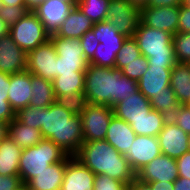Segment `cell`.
Listing matches in <instances>:
<instances>
[{"instance_id": "obj_1", "label": "cell", "mask_w": 190, "mask_h": 190, "mask_svg": "<svg viewBox=\"0 0 190 190\" xmlns=\"http://www.w3.org/2000/svg\"><path fill=\"white\" fill-rule=\"evenodd\" d=\"M40 131L44 139L52 140L67 155L75 156L84 142L78 104L56 100L42 108Z\"/></svg>"}, {"instance_id": "obj_2", "label": "cell", "mask_w": 190, "mask_h": 190, "mask_svg": "<svg viewBox=\"0 0 190 190\" xmlns=\"http://www.w3.org/2000/svg\"><path fill=\"white\" fill-rule=\"evenodd\" d=\"M137 91V81L124 76L120 69L88 64L82 102L113 108Z\"/></svg>"}, {"instance_id": "obj_3", "label": "cell", "mask_w": 190, "mask_h": 190, "mask_svg": "<svg viewBox=\"0 0 190 190\" xmlns=\"http://www.w3.org/2000/svg\"><path fill=\"white\" fill-rule=\"evenodd\" d=\"M75 158L95 175L103 174L127 185L136 178L125 155L119 153L105 139L83 142Z\"/></svg>"}, {"instance_id": "obj_4", "label": "cell", "mask_w": 190, "mask_h": 190, "mask_svg": "<svg viewBox=\"0 0 190 190\" xmlns=\"http://www.w3.org/2000/svg\"><path fill=\"white\" fill-rule=\"evenodd\" d=\"M133 38L149 65L174 67L177 63L173 35L167 31L147 27L139 21Z\"/></svg>"}, {"instance_id": "obj_5", "label": "cell", "mask_w": 190, "mask_h": 190, "mask_svg": "<svg viewBox=\"0 0 190 190\" xmlns=\"http://www.w3.org/2000/svg\"><path fill=\"white\" fill-rule=\"evenodd\" d=\"M67 154L52 140L42 139L37 145L22 149L19 161V175L27 184L49 165L62 161Z\"/></svg>"}, {"instance_id": "obj_6", "label": "cell", "mask_w": 190, "mask_h": 190, "mask_svg": "<svg viewBox=\"0 0 190 190\" xmlns=\"http://www.w3.org/2000/svg\"><path fill=\"white\" fill-rule=\"evenodd\" d=\"M92 31L100 44L96 48L94 56L88 61V63L98 67L115 68L117 53L128 37L121 34L107 20L95 23Z\"/></svg>"}, {"instance_id": "obj_7", "label": "cell", "mask_w": 190, "mask_h": 190, "mask_svg": "<svg viewBox=\"0 0 190 190\" xmlns=\"http://www.w3.org/2000/svg\"><path fill=\"white\" fill-rule=\"evenodd\" d=\"M78 111L81 117L83 141L104 140L114 115L113 108L108 105L81 102L78 104Z\"/></svg>"}, {"instance_id": "obj_8", "label": "cell", "mask_w": 190, "mask_h": 190, "mask_svg": "<svg viewBox=\"0 0 190 190\" xmlns=\"http://www.w3.org/2000/svg\"><path fill=\"white\" fill-rule=\"evenodd\" d=\"M50 40L57 53L56 76L87 70L89 63L84 57L79 39L64 38L54 34L50 36Z\"/></svg>"}, {"instance_id": "obj_9", "label": "cell", "mask_w": 190, "mask_h": 190, "mask_svg": "<svg viewBox=\"0 0 190 190\" xmlns=\"http://www.w3.org/2000/svg\"><path fill=\"white\" fill-rule=\"evenodd\" d=\"M9 35L25 53L50 39V35L33 11H29L27 15L10 26Z\"/></svg>"}, {"instance_id": "obj_10", "label": "cell", "mask_w": 190, "mask_h": 190, "mask_svg": "<svg viewBox=\"0 0 190 190\" xmlns=\"http://www.w3.org/2000/svg\"><path fill=\"white\" fill-rule=\"evenodd\" d=\"M106 20L121 34L133 37L140 21V11L127 0H110Z\"/></svg>"}, {"instance_id": "obj_11", "label": "cell", "mask_w": 190, "mask_h": 190, "mask_svg": "<svg viewBox=\"0 0 190 190\" xmlns=\"http://www.w3.org/2000/svg\"><path fill=\"white\" fill-rule=\"evenodd\" d=\"M56 62L57 53L50 39L27 53V70L43 79L52 81L56 77Z\"/></svg>"}, {"instance_id": "obj_12", "label": "cell", "mask_w": 190, "mask_h": 190, "mask_svg": "<svg viewBox=\"0 0 190 190\" xmlns=\"http://www.w3.org/2000/svg\"><path fill=\"white\" fill-rule=\"evenodd\" d=\"M76 3L69 0H45L33 10L51 36L56 34Z\"/></svg>"}, {"instance_id": "obj_13", "label": "cell", "mask_w": 190, "mask_h": 190, "mask_svg": "<svg viewBox=\"0 0 190 190\" xmlns=\"http://www.w3.org/2000/svg\"><path fill=\"white\" fill-rule=\"evenodd\" d=\"M161 154L158 136L136 135L131 147L124 155L132 170L137 173Z\"/></svg>"}, {"instance_id": "obj_14", "label": "cell", "mask_w": 190, "mask_h": 190, "mask_svg": "<svg viewBox=\"0 0 190 190\" xmlns=\"http://www.w3.org/2000/svg\"><path fill=\"white\" fill-rule=\"evenodd\" d=\"M180 6L144 7L140 21L147 27L167 31L174 35L178 31Z\"/></svg>"}, {"instance_id": "obj_15", "label": "cell", "mask_w": 190, "mask_h": 190, "mask_svg": "<svg viewBox=\"0 0 190 190\" xmlns=\"http://www.w3.org/2000/svg\"><path fill=\"white\" fill-rule=\"evenodd\" d=\"M161 153L177 159L189 151V135L171 119L165 122L158 134Z\"/></svg>"}, {"instance_id": "obj_16", "label": "cell", "mask_w": 190, "mask_h": 190, "mask_svg": "<svg viewBox=\"0 0 190 190\" xmlns=\"http://www.w3.org/2000/svg\"><path fill=\"white\" fill-rule=\"evenodd\" d=\"M136 178L144 183L174 182L178 178L176 159L159 155L136 173Z\"/></svg>"}, {"instance_id": "obj_17", "label": "cell", "mask_w": 190, "mask_h": 190, "mask_svg": "<svg viewBox=\"0 0 190 190\" xmlns=\"http://www.w3.org/2000/svg\"><path fill=\"white\" fill-rule=\"evenodd\" d=\"M56 100L72 101L77 104L83 101L85 71H75L56 76L52 80Z\"/></svg>"}, {"instance_id": "obj_18", "label": "cell", "mask_w": 190, "mask_h": 190, "mask_svg": "<svg viewBox=\"0 0 190 190\" xmlns=\"http://www.w3.org/2000/svg\"><path fill=\"white\" fill-rule=\"evenodd\" d=\"M173 67L149 65L146 72L138 80V90L149 100L170 86Z\"/></svg>"}, {"instance_id": "obj_19", "label": "cell", "mask_w": 190, "mask_h": 190, "mask_svg": "<svg viewBox=\"0 0 190 190\" xmlns=\"http://www.w3.org/2000/svg\"><path fill=\"white\" fill-rule=\"evenodd\" d=\"M95 174L75 156L67 163L60 190H93Z\"/></svg>"}, {"instance_id": "obj_20", "label": "cell", "mask_w": 190, "mask_h": 190, "mask_svg": "<svg viewBox=\"0 0 190 190\" xmlns=\"http://www.w3.org/2000/svg\"><path fill=\"white\" fill-rule=\"evenodd\" d=\"M27 70L25 53L10 35L0 38V72L14 74Z\"/></svg>"}, {"instance_id": "obj_21", "label": "cell", "mask_w": 190, "mask_h": 190, "mask_svg": "<svg viewBox=\"0 0 190 190\" xmlns=\"http://www.w3.org/2000/svg\"><path fill=\"white\" fill-rule=\"evenodd\" d=\"M31 98V73L26 70L19 73L10 74L8 102L15 113L28 106Z\"/></svg>"}, {"instance_id": "obj_22", "label": "cell", "mask_w": 190, "mask_h": 190, "mask_svg": "<svg viewBox=\"0 0 190 190\" xmlns=\"http://www.w3.org/2000/svg\"><path fill=\"white\" fill-rule=\"evenodd\" d=\"M73 156L67 155L62 161L49 165L38 173L26 185L29 190H60L66 163Z\"/></svg>"}, {"instance_id": "obj_23", "label": "cell", "mask_w": 190, "mask_h": 190, "mask_svg": "<svg viewBox=\"0 0 190 190\" xmlns=\"http://www.w3.org/2000/svg\"><path fill=\"white\" fill-rule=\"evenodd\" d=\"M136 137L135 131L131 128V125L116 117L112 116L105 140L113 146L119 153L125 154L129 147H131Z\"/></svg>"}, {"instance_id": "obj_24", "label": "cell", "mask_w": 190, "mask_h": 190, "mask_svg": "<svg viewBox=\"0 0 190 190\" xmlns=\"http://www.w3.org/2000/svg\"><path fill=\"white\" fill-rule=\"evenodd\" d=\"M152 110L150 100L146 98L139 90L117 103L113 107L114 115L129 123V120L140 119Z\"/></svg>"}, {"instance_id": "obj_25", "label": "cell", "mask_w": 190, "mask_h": 190, "mask_svg": "<svg viewBox=\"0 0 190 190\" xmlns=\"http://www.w3.org/2000/svg\"><path fill=\"white\" fill-rule=\"evenodd\" d=\"M93 22L75 6L56 33L59 37L80 39L86 32L92 30Z\"/></svg>"}, {"instance_id": "obj_26", "label": "cell", "mask_w": 190, "mask_h": 190, "mask_svg": "<svg viewBox=\"0 0 190 190\" xmlns=\"http://www.w3.org/2000/svg\"><path fill=\"white\" fill-rule=\"evenodd\" d=\"M22 149L7 136L0 142V175H19Z\"/></svg>"}, {"instance_id": "obj_27", "label": "cell", "mask_w": 190, "mask_h": 190, "mask_svg": "<svg viewBox=\"0 0 190 190\" xmlns=\"http://www.w3.org/2000/svg\"><path fill=\"white\" fill-rule=\"evenodd\" d=\"M8 136L21 149L35 146L43 139L40 129L24 125L16 117L9 123Z\"/></svg>"}, {"instance_id": "obj_28", "label": "cell", "mask_w": 190, "mask_h": 190, "mask_svg": "<svg viewBox=\"0 0 190 190\" xmlns=\"http://www.w3.org/2000/svg\"><path fill=\"white\" fill-rule=\"evenodd\" d=\"M170 86L178 102L184 105L190 98V64L176 63L171 71Z\"/></svg>"}, {"instance_id": "obj_29", "label": "cell", "mask_w": 190, "mask_h": 190, "mask_svg": "<svg viewBox=\"0 0 190 190\" xmlns=\"http://www.w3.org/2000/svg\"><path fill=\"white\" fill-rule=\"evenodd\" d=\"M32 98L29 105L44 108L52 105L55 101L52 81L31 74Z\"/></svg>"}, {"instance_id": "obj_30", "label": "cell", "mask_w": 190, "mask_h": 190, "mask_svg": "<svg viewBox=\"0 0 190 190\" xmlns=\"http://www.w3.org/2000/svg\"><path fill=\"white\" fill-rule=\"evenodd\" d=\"M167 119L158 111L151 110L140 119L129 120L136 135L158 136Z\"/></svg>"}, {"instance_id": "obj_31", "label": "cell", "mask_w": 190, "mask_h": 190, "mask_svg": "<svg viewBox=\"0 0 190 190\" xmlns=\"http://www.w3.org/2000/svg\"><path fill=\"white\" fill-rule=\"evenodd\" d=\"M153 110L160 112L167 120L171 119L175 110L181 105L171 86L166 87V92H161L150 99Z\"/></svg>"}, {"instance_id": "obj_32", "label": "cell", "mask_w": 190, "mask_h": 190, "mask_svg": "<svg viewBox=\"0 0 190 190\" xmlns=\"http://www.w3.org/2000/svg\"><path fill=\"white\" fill-rule=\"evenodd\" d=\"M110 0H78L76 6L93 22L106 20Z\"/></svg>"}, {"instance_id": "obj_33", "label": "cell", "mask_w": 190, "mask_h": 190, "mask_svg": "<svg viewBox=\"0 0 190 190\" xmlns=\"http://www.w3.org/2000/svg\"><path fill=\"white\" fill-rule=\"evenodd\" d=\"M141 55L137 41L133 37H128L117 53L115 68L121 70L123 68V62H132Z\"/></svg>"}, {"instance_id": "obj_34", "label": "cell", "mask_w": 190, "mask_h": 190, "mask_svg": "<svg viewBox=\"0 0 190 190\" xmlns=\"http://www.w3.org/2000/svg\"><path fill=\"white\" fill-rule=\"evenodd\" d=\"M173 44L177 63L190 64V33H176Z\"/></svg>"}, {"instance_id": "obj_35", "label": "cell", "mask_w": 190, "mask_h": 190, "mask_svg": "<svg viewBox=\"0 0 190 190\" xmlns=\"http://www.w3.org/2000/svg\"><path fill=\"white\" fill-rule=\"evenodd\" d=\"M16 118L24 125L41 129L42 108L28 105L16 113Z\"/></svg>"}, {"instance_id": "obj_36", "label": "cell", "mask_w": 190, "mask_h": 190, "mask_svg": "<svg viewBox=\"0 0 190 190\" xmlns=\"http://www.w3.org/2000/svg\"><path fill=\"white\" fill-rule=\"evenodd\" d=\"M148 66L147 58L141 55L132 62H123V68L121 71L124 76L138 82L148 69Z\"/></svg>"}, {"instance_id": "obj_37", "label": "cell", "mask_w": 190, "mask_h": 190, "mask_svg": "<svg viewBox=\"0 0 190 190\" xmlns=\"http://www.w3.org/2000/svg\"><path fill=\"white\" fill-rule=\"evenodd\" d=\"M28 12L29 10L25 7V5H2L0 8V18L10 27L27 15Z\"/></svg>"}, {"instance_id": "obj_38", "label": "cell", "mask_w": 190, "mask_h": 190, "mask_svg": "<svg viewBox=\"0 0 190 190\" xmlns=\"http://www.w3.org/2000/svg\"><path fill=\"white\" fill-rule=\"evenodd\" d=\"M128 185L122 181L99 174L94 178L93 190H127Z\"/></svg>"}, {"instance_id": "obj_39", "label": "cell", "mask_w": 190, "mask_h": 190, "mask_svg": "<svg viewBox=\"0 0 190 190\" xmlns=\"http://www.w3.org/2000/svg\"><path fill=\"white\" fill-rule=\"evenodd\" d=\"M80 44L84 52V57L89 61L100 44L92 30L86 32L80 39Z\"/></svg>"}, {"instance_id": "obj_40", "label": "cell", "mask_w": 190, "mask_h": 190, "mask_svg": "<svg viewBox=\"0 0 190 190\" xmlns=\"http://www.w3.org/2000/svg\"><path fill=\"white\" fill-rule=\"evenodd\" d=\"M171 120L188 135H190V109L185 105H180L171 118Z\"/></svg>"}, {"instance_id": "obj_41", "label": "cell", "mask_w": 190, "mask_h": 190, "mask_svg": "<svg viewBox=\"0 0 190 190\" xmlns=\"http://www.w3.org/2000/svg\"><path fill=\"white\" fill-rule=\"evenodd\" d=\"M15 117L16 113L8 102V94H0V120L10 123Z\"/></svg>"}, {"instance_id": "obj_42", "label": "cell", "mask_w": 190, "mask_h": 190, "mask_svg": "<svg viewBox=\"0 0 190 190\" xmlns=\"http://www.w3.org/2000/svg\"><path fill=\"white\" fill-rule=\"evenodd\" d=\"M22 185L20 175H0V190H16Z\"/></svg>"}, {"instance_id": "obj_43", "label": "cell", "mask_w": 190, "mask_h": 190, "mask_svg": "<svg viewBox=\"0 0 190 190\" xmlns=\"http://www.w3.org/2000/svg\"><path fill=\"white\" fill-rule=\"evenodd\" d=\"M178 177L190 179V151L176 159Z\"/></svg>"}, {"instance_id": "obj_44", "label": "cell", "mask_w": 190, "mask_h": 190, "mask_svg": "<svg viewBox=\"0 0 190 190\" xmlns=\"http://www.w3.org/2000/svg\"><path fill=\"white\" fill-rule=\"evenodd\" d=\"M177 33H190V8L180 6Z\"/></svg>"}, {"instance_id": "obj_45", "label": "cell", "mask_w": 190, "mask_h": 190, "mask_svg": "<svg viewBox=\"0 0 190 190\" xmlns=\"http://www.w3.org/2000/svg\"><path fill=\"white\" fill-rule=\"evenodd\" d=\"M183 0H148L145 7L181 6Z\"/></svg>"}, {"instance_id": "obj_46", "label": "cell", "mask_w": 190, "mask_h": 190, "mask_svg": "<svg viewBox=\"0 0 190 190\" xmlns=\"http://www.w3.org/2000/svg\"><path fill=\"white\" fill-rule=\"evenodd\" d=\"M10 87V74L0 72V94H8Z\"/></svg>"}, {"instance_id": "obj_47", "label": "cell", "mask_w": 190, "mask_h": 190, "mask_svg": "<svg viewBox=\"0 0 190 190\" xmlns=\"http://www.w3.org/2000/svg\"><path fill=\"white\" fill-rule=\"evenodd\" d=\"M127 190H152L149 183H144L135 178L127 187Z\"/></svg>"}, {"instance_id": "obj_48", "label": "cell", "mask_w": 190, "mask_h": 190, "mask_svg": "<svg viewBox=\"0 0 190 190\" xmlns=\"http://www.w3.org/2000/svg\"><path fill=\"white\" fill-rule=\"evenodd\" d=\"M149 184L152 190H174V182L156 181Z\"/></svg>"}, {"instance_id": "obj_49", "label": "cell", "mask_w": 190, "mask_h": 190, "mask_svg": "<svg viewBox=\"0 0 190 190\" xmlns=\"http://www.w3.org/2000/svg\"><path fill=\"white\" fill-rule=\"evenodd\" d=\"M174 190H190V179L178 177L174 181Z\"/></svg>"}, {"instance_id": "obj_50", "label": "cell", "mask_w": 190, "mask_h": 190, "mask_svg": "<svg viewBox=\"0 0 190 190\" xmlns=\"http://www.w3.org/2000/svg\"><path fill=\"white\" fill-rule=\"evenodd\" d=\"M45 0H24V5L29 11H33L39 5H41Z\"/></svg>"}, {"instance_id": "obj_51", "label": "cell", "mask_w": 190, "mask_h": 190, "mask_svg": "<svg viewBox=\"0 0 190 190\" xmlns=\"http://www.w3.org/2000/svg\"><path fill=\"white\" fill-rule=\"evenodd\" d=\"M9 123L0 120V142L8 136Z\"/></svg>"}, {"instance_id": "obj_52", "label": "cell", "mask_w": 190, "mask_h": 190, "mask_svg": "<svg viewBox=\"0 0 190 190\" xmlns=\"http://www.w3.org/2000/svg\"><path fill=\"white\" fill-rule=\"evenodd\" d=\"M130 2L135 8L141 11L148 3V0H127Z\"/></svg>"}, {"instance_id": "obj_53", "label": "cell", "mask_w": 190, "mask_h": 190, "mask_svg": "<svg viewBox=\"0 0 190 190\" xmlns=\"http://www.w3.org/2000/svg\"><path fill=\"white\" fill-rule=\"evenodd\" d=\"M10 27L0 18V38L9 35Z\"/></svg>"}, {"instance_id": "obj_54", "label": "cell", "mask_w": 190, "mask_h": 190, "mask_svg": "<svg viewBox=\"0 0 190 190\" xmlns=\"http://www.w3.org/2000/svg\"><path fill=\"white\" fill-rule=\"evenodd\" d=\"M2 5L18 6L24 5V0H1Z\"/></svg>"}, {"instance_id": "obj_55", "label": "cell", "mask_w": 190, "mask_h": 190, "mask_svg": "<svg viewBox=\"0 0 190 190\" xmlns=\"http://www.w3.org/2000/svg\"><path fill=\"white\" fill-rule=\"evenodd\" d=\"M182 6L190 8V0H183Z\"/></svg>"}, {"instance_id": "obj_56", "label": "cell", "mask_w": 190, "mask_h": 190, "mask_svg": "<svg viewBox=\"0 0 190 190\" xmlns=\"http://www.w3.org/2000/svg\"><path fill=\"white\" fill-rule=\"evenodd\" d=\"M16 190H29L26 184H23L22 186H20L19 188H17Z\"/></svg>"}, {"instance_id": "obj_57", "label": "cell", "mask_w": 190, "mask_h": 190, "mask_svg": "<svg viewBox=\"0 0 190 190\" xmlns=\"http://www.w3.org/2000/svg\"><path fill=\"white\" fill-rule=\"evenodd\" d=\"M188 109H190V98L188 99V101L184 104Z\"/></svg>"}, {"instance_id": "obj_58", "label": "cell", "mask_w": 190, "mask_h": 190, "mask_svg": "<svg viewBox=\"0 0 190 190\" xmlns=\"http://www.w3.org/2000/svg\"><path fill=\"white\" fill-rule=\"evenodd\" d=\"M69 1H72V2H74V3H77L78 0H69Z\"/></svg>"}, {"instance_id": "obj_59", "label": "cell", "mask_w": 190, "mask_h": 190, "mask_svg": "<svg viewBox=\"0 0 190 190\" xmlns=\"http://www.w3.org/2000/svg\"><path fill=\"white\" fill-rule=\"evenodd\" d=\"M189 151H190V135H189Z\"/></svg>"}]
</instances>
